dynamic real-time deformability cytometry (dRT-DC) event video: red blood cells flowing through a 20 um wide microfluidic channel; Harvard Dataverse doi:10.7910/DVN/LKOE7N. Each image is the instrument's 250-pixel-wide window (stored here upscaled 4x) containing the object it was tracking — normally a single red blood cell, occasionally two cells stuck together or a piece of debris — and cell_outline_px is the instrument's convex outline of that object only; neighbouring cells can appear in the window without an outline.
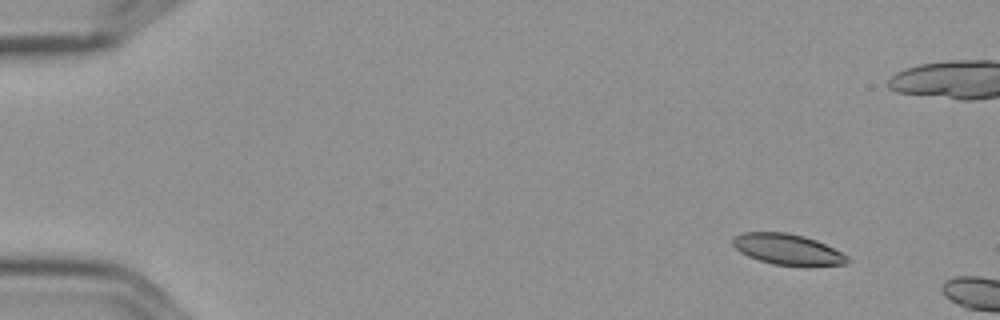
{"species": "Egyptian fruit bat (a non-hibernating species)", "species_latin": "Rousettus aegyptiacus", "temperature_condition": "cold", "stored_images_in_passage": 6, "camera_frame_rate_fps": 3000, "um_per_image_px": 0.085, "frame": {"image": 1, "passage_image": 2, "time_ms": 0.333, "image_size_px": [1000, 320], "cell_outline_px": [[848, 264], [808, 268], [804, 268], [772, 264], [748, 256], [740, 252], [732, 244], [732, 240], [736, 236], [744, 232], [788, 232], [804, 236], [816, 240], [848, 256]], "centroid_in_image_um": [66.99, 21.24], "position_along_channel_um": 18.0, "area_um2": 21.04}}